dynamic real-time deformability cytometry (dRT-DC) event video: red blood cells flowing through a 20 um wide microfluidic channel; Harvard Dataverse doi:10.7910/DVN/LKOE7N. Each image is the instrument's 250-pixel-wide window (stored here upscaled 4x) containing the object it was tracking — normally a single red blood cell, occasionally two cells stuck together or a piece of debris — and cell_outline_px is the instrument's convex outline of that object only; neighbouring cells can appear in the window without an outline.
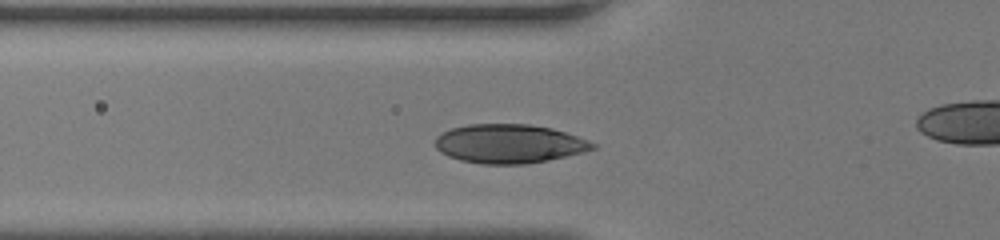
{"species": "human", "species_latin": "Homo sapiens", "temperature_condition": "room temperature", "stored_images_in_passage": 24, "camera_frame_rate_fps": 3000, "um_per_image_px": 0.085, "donor": {"sex": "female"}, "frame": {"image": 1, "passage_image": 2, "time_ms": 0.333, "image_size_px": [1000, 240], "cell_outline_px": [[596, 148], [584, 152], [548, 160], [524, 164], [480, 164], [460, 160], [448, 156], [440, 152], [436, 148], [436, 136], [452, 128], [468, 124], [528, 124], [552, 128], [588, 140], [596, 144]], "centroid_in_image_um": [43.27, 12.22], "position_along_channel_um": 82.5, "area_um2": 35.66}}
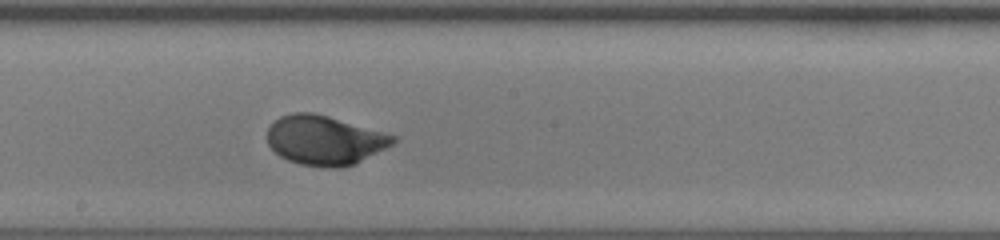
{"frame": {"image": 2, "passage_image": 11, "time_ms": 3.333, "image_size_px": [1000, 240], "cell_outline_px": [[396, 140], [392, 144], [356, 164], [340, 168], [320, 168], [300, 164], [288, 160], [280, 156], [268, 144], [268, 128], [280, 116], [292, 112], [312, 112], [328, 116], [384, 132], [396, 136]], "centroid_in_image_um": [27.59, 11.93], "position_along_channel_um": 220.6, "area_um2": 36.18}}
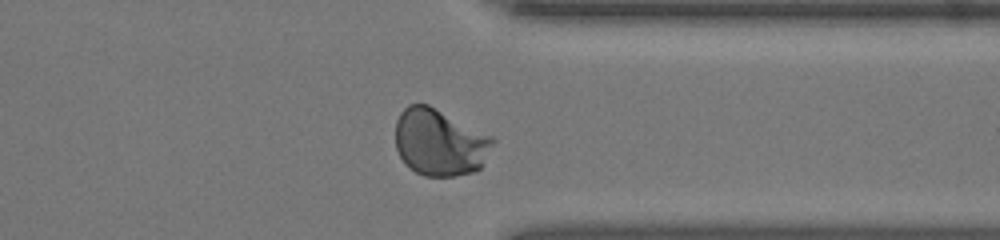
{"frame": {"image": 3, "passage_image": 21, "time_ms": 6.667, "image_size_px": [1000, 240], "cell_outline_px": [[496, 140], [480, 168], [476, 172], [456, 176], [424, 176], [416, 172], [404, 164], [396, 148], [396, 120], [400, 112], [408, 104], [428, 104], [492, 136]], "centroid_in_image_um": [37.37, 12.11], "position_along_channel_um": 374.0, "area_um2": 38.09}}